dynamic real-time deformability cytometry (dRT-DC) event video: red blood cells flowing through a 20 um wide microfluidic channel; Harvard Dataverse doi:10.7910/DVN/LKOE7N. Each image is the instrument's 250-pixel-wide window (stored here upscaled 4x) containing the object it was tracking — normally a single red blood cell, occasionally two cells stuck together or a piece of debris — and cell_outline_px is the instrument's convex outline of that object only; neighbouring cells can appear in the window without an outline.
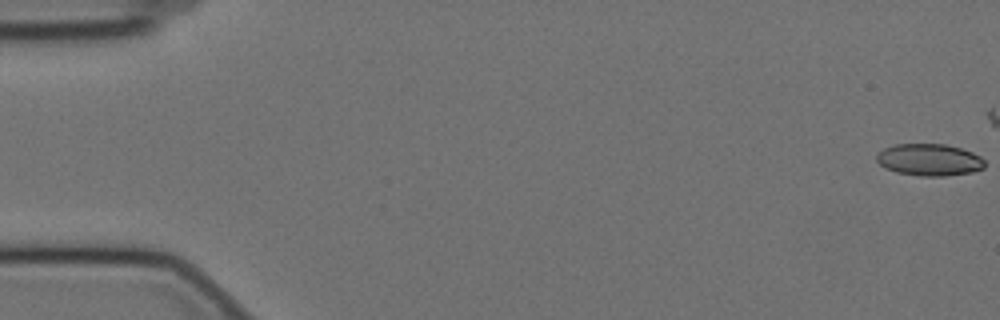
{"species": "Egyptian fruit bat (a non-hibernating species)", "species_latin": "Rousettus aegyptiacus", "temperature_condition": "cold", "stored_images_in_passage": 27, "camera_frame_rate_fps": 3000, "um_per_image_px": 0.085, "animal": {"sex": "female"}, "frame": {"image": 1, "passage_image": 1, "time_ms": 0.0, "image_size_px": [1000, 320], "cell_outline_px": [[984, 168], [972, 172], [944, 176], [920, 176], [896, 172], [884, 168], [876, 160], [876, 156], [884, 148], [892, 144], [944, 144], [960, 148], [972, 152], [980, 156], [984, 160]], "centroid_in_image_um": [78.98, 13.58], "position_along_channel_um": 6.0, "area_um2": 20.17}}